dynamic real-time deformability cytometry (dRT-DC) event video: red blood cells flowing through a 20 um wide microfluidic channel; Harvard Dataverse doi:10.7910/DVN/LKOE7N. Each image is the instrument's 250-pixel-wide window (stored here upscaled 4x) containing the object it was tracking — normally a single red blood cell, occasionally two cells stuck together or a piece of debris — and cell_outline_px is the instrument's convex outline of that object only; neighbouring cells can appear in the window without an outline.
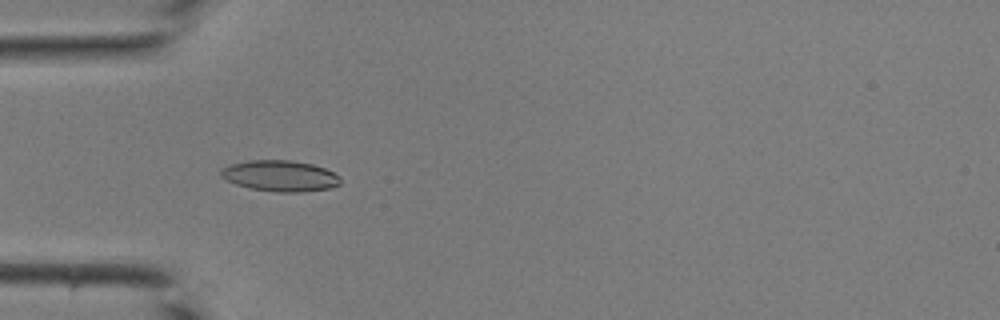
{"species": "common noctule bat (a hibernating species)", "species_latin": "Nyctalus noctula", "temperature_condition": "room temperature", "stored_images_in_passage": 43, "camera_frame_rate_fps": 3000, "um_per_image_px": 0.085, "animal": {"sex": "male", "body_mass_g": 19.0, "forearm_length_mm": 50.8}, "frame": {"image": 1, "passage_image": 14, "time_ms": 4.333, "image_size_px": [1000, 320], "cell_outline_px": [[340, 184], [332, 188], [300, 192], [276, 192], [252, 188], [236, 184], [220, 176], [220, 172], [224, 168], [232, 164], [248, 160], [292, 160], [312, 164], [324, 168], [332, 172], [340, 180]], "centroid_in_image_um": [23.82, 14.95], "position_along_channel_um": 61.2, "area_um2": 21.33}}
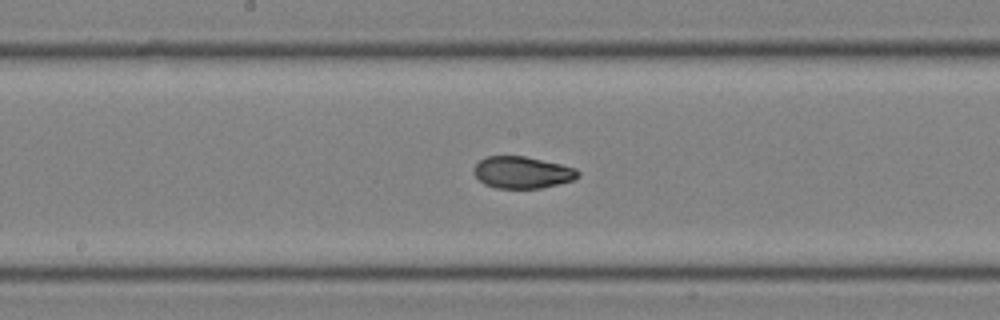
{"frame": {"image": 2, "passage_image": 23, "time_ms": 7.333, "image_size_px": [1000, 320], "cell_outline_px": [[580, 176], [572, 180], [540, 188], [496, 188], [484, 184], [472, 172], [472, 168], [484, 156], [524, 156], [560, 164], [576, 168], [580, 172]], "centroid_in_image_um": [44.36, 14.65], "position_along_channel_um": 203.8, "area_um2": 19.31}}
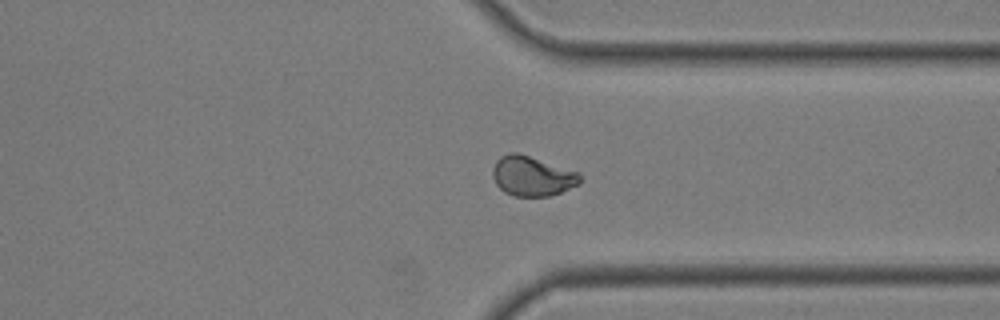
{"frame": {"image": 3, "passage_image": 33, "time_ms": 10.667, "image_size_px": [1000, 320], "cell_outline_px": [[580, 184], [560, 192], [548, 196], [516, 196], [504, 192], [496, 184], [492, 176], [492, 168], [496, 160], [500, 156], [508, 152], [516, 152], [580, 172]], "centroid_in_image_um": [45.21, 14.96], "position_along_channel_um": 366.2, "area_um2": 20.29}}